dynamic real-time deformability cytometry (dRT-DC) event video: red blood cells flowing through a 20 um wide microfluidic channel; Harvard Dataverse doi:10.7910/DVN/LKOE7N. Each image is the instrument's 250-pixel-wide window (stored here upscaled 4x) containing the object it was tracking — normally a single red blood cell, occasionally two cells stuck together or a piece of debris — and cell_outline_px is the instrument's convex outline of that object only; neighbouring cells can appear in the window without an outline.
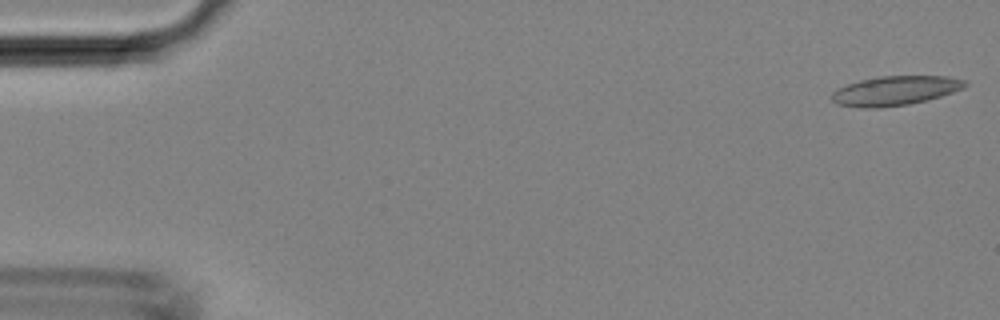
{"species": "Egyptian fruit bat (a non-hibernating species)", "species_latin": "Rousettus aegyptiacus", "temperature_condition": "room temperature", "stored_images_in_passage": 44, "camera_frame_rate_fps": 3000, "um_per_image_px": 0.085, "animal": {"sex": "female"}, "frame": {"image": 1, "passage_image": 1, "time_ms": 0.0, "image_size_px": [1000, 320], "cell_outline_px": [[968, 84], [964, 88], [928, 100], [908, 104], [880, 108], [860, 108], [836, 104], [832, 100], [832, 92], [836, 88], [860, 80], [880, 76], [948, 76], [968, 80]], "centroid_in_image_um": [76.09, 7.71], "position_along_channel_um": 8.9, "area_um2": 23.0}}
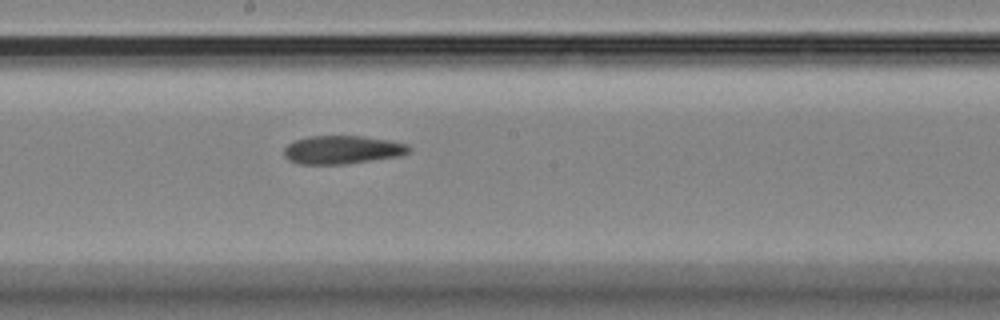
{"frame": {"image": 2, "passage_image": 24, "time_ms": 7.667, "image_size_px": [1000, 320], "cell_outline_px": [[412, 148], [408, 152], [400, 156], [348, 164], [296, 164], [288, 160], [284, 156], [284, 148], [288, 144], [296, 140], [308, 136], [364, 136], [388, 140], [408, 144]], "centroid_in_image_um": [29.09, 12.74], "position_along_channel_um": 219.1, "area_um2": 20.81}}
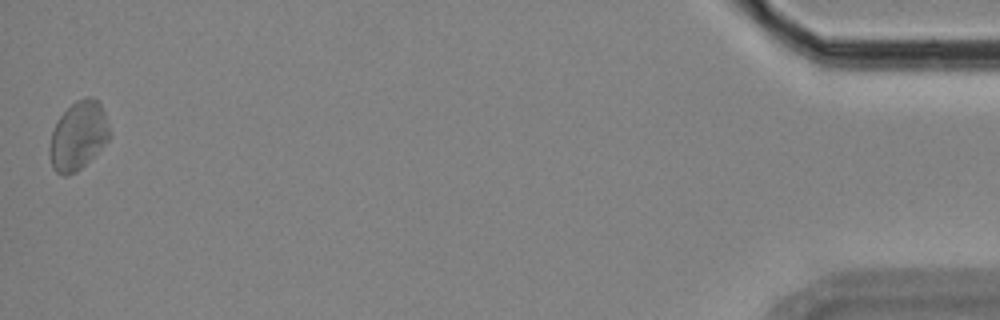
{"frame": {"image": 3, "passage_image": 44, "time_ms": 14.333, "image_size_px": [1000, 320], "cell_outline_px": [[112, 132], [108, 140], [76, 172], [68, 176], [64, 176], [56, 172], [52, 168], [48, 152], [48, 148], [52, 132], [56, 120], [76, 100], [84, 96], [92, 96], [100, 104], [104, 112]], "centroid_in_image_um": [6.63, 11.53], "position_along_channel_um": 428.6, "area_um2": 23.99}}